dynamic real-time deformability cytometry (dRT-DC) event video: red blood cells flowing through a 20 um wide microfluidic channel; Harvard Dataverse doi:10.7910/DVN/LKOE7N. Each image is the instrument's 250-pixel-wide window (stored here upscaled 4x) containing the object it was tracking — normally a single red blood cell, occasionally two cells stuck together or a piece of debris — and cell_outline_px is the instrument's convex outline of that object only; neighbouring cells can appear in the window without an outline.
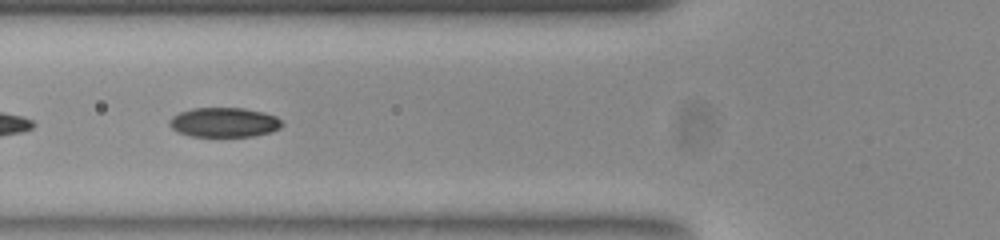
{"species": "common noctule bat (a hibernating species)", "species_latin": "Nyctalus noctula", "temperature_condition": "room temperature", "stored_images_in_passage": 37, "camera_frame_rate_fps": 3000, "um_per_image_px": 0.085, "animal": {"sex": "female", "body_mass_g": 23.0, "forearm_length_mm": 53.4}, "frame": {"image": 1, "passage_image": 19, "time_ms": 6.0, "image_size_px": [1000, 240], "cell_outline_px": [[284, 124], [280, 128], [272, 132], [252, 136], [192, 136], [180, 132], [172, 128], [168, 124], [172, 116], [180, 112], [192, 108], [244, 108], [264, 112], [276, 116]], "centroid_in_image_um": [19.08, 10.39], "position_along_channel_um": 106.7, "area_um2": 19.36}}
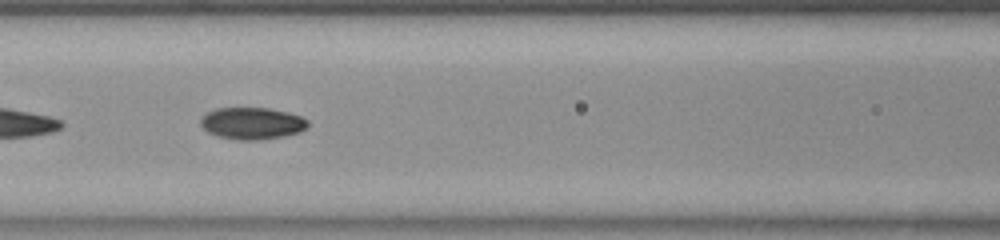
{"frame": {"image": 2, "passage_image": 22, "time_ms": 7.0, "image_size_px": [1000, 240], "cell_outline_px": [[308, 128], [300, 132], [284, 136], [260, 140], [240, 140], [216, 136], [208, 132], [200, 124], [200, 116], [216, 108], [268, 108], [288, 112], [300, 116], [308, 120]], "centroid_in_image_um": [21.42, 10.48], "position_along_channel_um": 145.2, "area_um2": 20.11}}
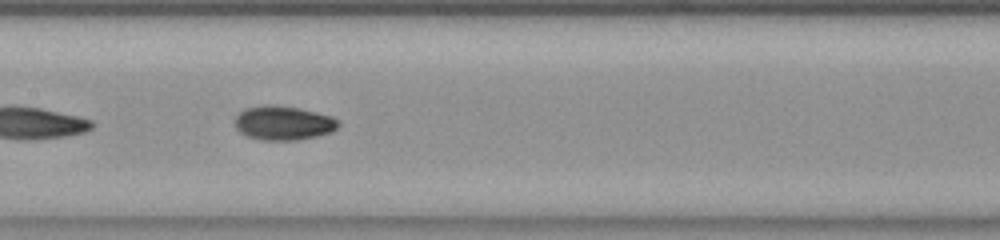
{"frame": {"image": 3, "passage_image": 25, "time_ms": 8.0, "image_size_px": [1000, 240], "cell_outline_px": [[340, 124], [332, 132], [316, 136], [296, 140], [264, 140], [248, 136], [240, 132], [236, 128], [236, 116], [244, 108], [296, 108], [332, 116]], "centroid_in_image_um": [24.12, 10.51], "position_along_channel_um": 183.3, "area_um2": 19.54}}